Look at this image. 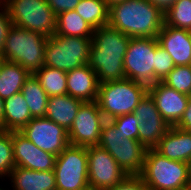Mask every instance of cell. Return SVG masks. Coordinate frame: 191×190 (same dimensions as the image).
I'll use <instances>...</instances> for the list:
<instances>
[{
	"instance_id": "obj_1",
	"label": "cell",
	"mask_w": 191,
	"mask_h": 190,
	"mask_svg": "<svg viewBox=\"0 0 191 190\" xmlns=\"http://www.w3.org/2000/svg\"><path fill=\"white\" fill-rule=\"evenodd\" d=\"M130 39L109 24L94 29L88 65L99 83L126 78L124 56Z\"/></svg>"
},
{
	"instance_id": "obj_2",
	"label": "cell",
	"mask_w": 191,
	"mask_h": 190,
	"mask_svg": "<svg viewBox=\"0 0 191 190\" xmlns=\"http://www.w3.org/2000/svg\"><path fill=\"white\" fill-rule=\"evenodd\" d=\"M108 24L129 37L157 38L165 16L147 0H125L109 8Z\"/></svg>"
},
{
	"instance_id": "obj_3",
	"label": "cell",
	"mask_w": 191,
	"mask_h": 190,
	"mask_svg": "<svg viewBox=\"0 0 191 190\" xmlns=\"http://www.w3.org/2000/svg\"><path fill=\"white\" fill-rule=\"evenodd\" d=\"M139 176L150 190H177L191 185L188 163L170 160L155 149H147Z\"/></svg>"
},
{
	"instance_id": "obj_4",
	"label": "cell",
	"mask_w": 191,
	"mask_h": 190,
	"mask_svg": "<svg viewBox=\"0 0 191 190\" xmlns=\"http://www.w3.org/2000/svg\"><path fill=\"white\" fill-rule=\"evenodd\" d=\"M47 39L40 33L12 25L4 42L3 58L34 74L44 66Z\"/></svg>"
},
{
	"instance_id": "obj_5",
	"label": "cell",
	"mask_w": 191,
	"mask_h": 190,
	"mask_svg": "<svg viewBox=\"0 0 191 190\" xmlns=\"http://www.w3.org/2000/svg\"><path fill=\"white\" fill-rule=\"evenodd\" d=\"M148 88L131 79L99 83L97 104L105 120L133 113Z\"/></svg>"
},
{
	"instance_id": "obj_6",
	"label": "cell",
	"mask_w": 191,
	"mask_h": 190,
	"mask_svg": "<svg viewBox=\"0 0 191 190\" xmlns=\"http://www.w3.org/2000/svg\"><path fill=\"white\" fill-rule=\"evenodd\" d=\"M120 132L110 120H105L98 146L106 150L127 175H140L147 148L138 140L124 138Z\"/></svg>"
},
{
	"instance_id": "obj_7",
	"label": "cell",
	"mask_w": 191,
	"mask_h": 190,
	"mask_svg": "<svg viewBox=\"0 0 191 190\" xmlns=\"http://www.w3.org/2000/svg\"><path fill=\"white\" fill-rule=\"evenodd\" d=\"M92 38L54 34L47 39L44 65L68 72L88 64Z\"/></svg>"
},
{
	"instance_id": "obj_8",
	"label": "cell",
	"mask_w": 191,
	"mask_h": 190,
	"mask_svg": "<svg viewBox=\"0 0 191 190\" xmlns=\"http://www.w3.org/2000/svg\"><path fill=\"white\" fill-rule=\"evenodd\" d=\"M3 5L14 26L51 37L56 30V14L46 0H6Z\"/></svg>"
},
{
	"instance_id": "obj_9",
	"label": "cell",
	"mask_w": 191,
	"mask_h": 190,
	"mask_svg": "<svg viewBox=\"0 0 191 190\" xmlns=\"http://www.w3.org/2000/svg\"><path fill=\"white\" fill-rule=\"evenodd\" d=\"M54 172L56 190L89 189L86 147L68 145L56 157Z\"/></svg>"
},
{
	"instance_id": "obj_10",
	"label": "cell",
	"mask_w": 191,
	"mask_h": 190,
	"mask_svg": "<svg viewBox=\"0 0 191 190\" xmlns=\"http://www.w3.org/2000/svg\"><path fill=\"white\" fill-rule=\"evenodd\" d=\"M127 79L145 85L155 82V38L131 37L124 56Z\"/></svg>"
},
{
	"instance_id": "obj_11",
	"label": "cell",
	"mask_w": 191,
	"mask_h": 190,
	"mask_svg": "<svg viewBox=\"0 0 191 190\" xmlns=\"http://www.w3.org/2000/svg\"><path fill=\"white\" fill-rule=\"evenodd\" d=\"M89 187L106 190L122 182L128 175L116 160L99 146L86 147Z\"/></svg>"
},
{
	"instance_id": "obj_12",
	"label": "cell",
	"mask_w": 191,
	"mask_h": 190,
	"mask_svg": "<svg viewBox=\"0 0 191 190\" xmlns=\"http://www.w3.org/2000/svg\"><path fill=\"white\" fill-rule=\"evenodd\" d=\"M104 121L105 118L96 101L84 102L68 130L70 145L98 146Z\"/></svg>"
},
{
	"instance_id": "obj_13",
	"label": "cell",
	"mask_w": 191,
	"mask_h": 190,
	"mask_svg": "<svg viewBox=\"0 0 191 190\" xmlns=\"http://www.w3.org/2000/svg\"><path fill=\"white\" fill-rule=\"evenodd\" d=\"M19 132L39 149L56 156L70 145L68 131L47 117L32 118Z\"/></svg>"
},
{
	"instance_id": "obj_14",
	"label": "cell",
	"mask_w": 191,
	"mask_h": 190,
	"mask_svg": "<svg viewBox=\"0 0 191 190\" xmlns=\"http://www.w3.org/2000/svg\"><path fill=\"white\" fill-rule=\"evenodd\" d=\"M139 123L138 141L147 149H154L169 130V124L162 118L154 99L147 92L133 112Z\"/></svg>"
},
{
	"instance_id": "obj_15",
	"label": "cell",
	"mask_w": 191,
	"mask_h": 190,
	"mask_svg": "<svg viewBox=\"0 0 191 190\" xmlns=\"http://www.w3.org/2000/svg\"><path fill=\"white\" fill-rule=\"evenodd\" d=\"M11 140L16 167L35 171L54 170L56 155L39 149L19 131H11Z\"/></svg>"
},
{
	"instance_id": "obj_16",
	"label": "cell",
	"mask_w": 191,
	"mask_h": 190,
	"mask_svg": "<svg viewBox=\"0 0 191 190\" xmlns=\"http://www.w3.org/2000/svg\"><path fill=\"white\" fill-rule=\"evenodd\" d=\"M148 93L154 99L162 118L169 126H176L187 108L190 96L176 91L162 81L150 86Z\"/></svg>"
},
{
	"instance_id": "obj_17",
	"label": "cell",
	"mask_w": 191,
	"mask_h": 190,
	"mask_svg": "<svg viewBox=\"0 0 191 190\" xmlns=\"http://www.w3.org/2000/svg\"><path fill=\"white\" fill-rule=\"evenodd\" d=\"M157 40L172 57L175 66L191 65V31L164 25Z\"/></svg>"
},
{
	"instance_id": "obj_18",
	"label": "cell",
	"mask_w": 191,
	"mask_h": 190,
	"mask_svg": "<svg viewBox=\"0 0 191 190\" xmlns=\"http://www.w3.org/2000/svg\"><path fill=\"white\" fill-rule=\"evenodd\" d=\"M99 81L88 64L67 72V94L82 102L97 100Z\"/></svg>"
},
{
	"instance_id": "obj_19",
	"label": "cell",
	"mask_w": 191,
	"mask_h": 190,
	"mask_svg": "<svg viewBox=\"0 0 191 190\" xmlns=\"http://www.w3.org/2000/svg\"><path fill=\"white\" fill-rule=\"evenodd\" d=\"M154 149L170 160L189 163L191 160V131L170 126Z\"/></svg>"
},
{
	"instance_id": "obj_20",
	"label": "cell",
	"mask_w": 191,
	"mask_h": 190,
	"mask_svg": "<svg viewBox=\"0 0 191 190\" xmlns=\"http://www.w3.org/2000/svg\"><path fill=\"white\" fill-rule=\"evenodd\" d=\"M13 190H56L54 170L35 171L15 167L9 176Z\"/></svg>"
},
{
	"instance_id": "obj_21",
	"label": "cell",
	"mask_w": 191,
	"mask_h": 190,
	"mask_svg": "<svg viewBox=\"0 0 191 190\" xmlns=\"http://www.w3.org/2000/svg\"><path fill=\"white\" fill-rule=\"evenodd\" d=\"M83 103L68 94L49 97L45 117L68 131Z\"/></svg>"
},
{
	"instance_id": "obj_22",
	"label": "cell",
	"mask_w": 191,
	"mask_h": 190,
	"mask_svg": "<svg viewBox=\"0 0 191 190\" xmlns=\"http://www.w3.org/2000/svg\"><path fill=\"white\" fill-rule=\"evenodd\" d=\"M4 105L3 130L20 131L33 118L21 92L4 99Z\"/></svg>"
},
{
	"instance_id": "obj_23",
	"label": "cell",
	"mask_w": 191,
	"mask_h": 190,
	"mask_svg": "<svg viewBox=\"0 0 191 190\" xmlns=\"http://www.w3.org/2000/svg\"><path fill=\"white\" fill-rule=\"evenodd\" d=\"M30 73L21 65L4 60L0 67V97L6 99L20 93Z\"/></svg>"
},
{
	"instance_id": "obj_24",
	"label": "cell",
	"mask_w": 191,
	"mask_h": 190,
	"mask_svg": "<svg viewBox=\"0 0 191 190\" xmlns=\"http://www.w3.org/2000/svg\"><path fill=\"white\" fill-rule=\"evenodd\" d=\"M94 28L90 26L75 10L57 15L55 34L69 37L92 38Z\"/></svg>"
},
{
	"instance_id": "obj_25",
	"label": "cell",
	"mask_w": 191,
	"mask_h": 190,
	"mask_svg": "<svg viewBox=\"0 0 191 190\" xmlns=\"http://www.w3.org/2000/svg\"><path fill=\"white\" fill-rule=\"evenodd\" d=\"M21 93L28 105L31 116L33 118L45 117L49 97L34 74H30L26 79L22 86Z\"/></svg>"
},
{
	"instance_id": "obj_26",
	"label": "cell",
	"mask_w": 191,
	"mask_h": 190,
	"mask_svg": "<svg viewBox=\"0 0 191 190\" xmlns=\"http://www.w3.org/2000/svg\"><path fill=\"white\" fill-rule=\"evenodd\" d=\"M34 76L48 97L67 94V72L44 65Z\"/></svg>"
},
{
	"instance_id": "obj_27",
	"label": "cell",
	"mask_w": 191,
	"mask_h": 190,
	"mask_svg": "<svg viewBox=\"0 0 191 190\" xmlns=\"http://www.w3.org/2000/svg\"><path fill=\"white\" fill-rule=\"evenodd\" d=\"M75 11L94 29L109 22V8L103 0H80Z\"/></svg>"
},
{
	"instance_id": "obj_28",
	"label": "cell",
	"mask_w": 191,
	"mask_h": 190,
	"mask_svg": "<svg viewBox=\"0 0 191 190\" xmlns=\"http://www.w3.org/2000/svg\"><path fill=\"white\" fill-rule=\"evenodd\" d=\"M164 16V25L191 31V0H177Z\"/></svg>"
},
{
	"instance_id": "obj_29",
	"label": "cell",
	"mask_w": 191,
	"mask_h": 190,
	"mask_svg": "<svg viewBox=\"0 0 191 190\" xmlns=\"http://www.w3.org/2000/svg\"><path fill=\"white\" fill-rule=\"evenodd\" d=\"M162 82L178 92L191 96V65L175 66Z\"/></svg>"
},
{
	"instance_id": "obj_30",
	"label": "cell",
	"mask_w": 191,
	"mask_h": 190,
	"mask_svg": "<svg viewBox=\"0 0 191 190\" xmlns=\"http://www.w3.org/2000/svg\"><path fill=\"white\" fill-rule=\"evenodd\" d=\"M15 167L11 131L0 129V178L9 177Z\"/></svg>"
},
{
	"instance_id": "obj_31",
	"label": "cell",
	"mask_w": 191,
	"mask_h": 190,
	"mask_svg": "<svg viewBox=\"0 0 191 190\" xmlns=\"http://www.w3.org/2000/svg\"><path fill=\"white\" fill-rule=\"evenodd\" d=\"M174 67L172 57L159 46L158 40L155 38V82L163 81Z\"/></svg>"
},
{
	"instance_id": "obj_32",
	"label": "cell",
	"mask_w": 191,
	"mask_h": 190,
	"mask_svg": "<svg viewBox=\"0 0 191 190\" xmlns=\"http://www.w3.org/2000/svg\"><path fill=\"white\" fill-rule=\"evenodd\" d=\"M124 138L138 140L139 123L134 113L124 114L110 120Z\"/></svg>"
},
{
	"instance_id": "obj_33",
	"label": "cell",
	"mask_w": 191,
	"mask_h": 190,
	"mask_svg": "<svg viewBox=\"0 0 191 190\" xmlns=\"http://www.w3.org/2000/svg\"><path fill=\"white\" fill-rule=\"evenodd\" d=\"M106 190H150L139 175H128L122 182Z\"/></svg>"
},
{
	"instance_id": "obj_34",
	"label": "cell",
	"mask_w": 191,
	"mask_h": 190,
	"mask_svg": "<svg viewBox=\"0 0 191 190\" xmlns=\"http://www.w3.org/2000/svg\"><path fill=\"white\" fill-rule=\"evenodd\" d=\"M12 25L13 23L9 17L7 9L3 4H0V52L3 50L4 42Z\"/></svg>"
},
{
	"instance_id": "obj_35",
	"label": "cell",
	"mask_w": 191,
	"mask_h": 190,
	"mask_svg": "<svg viewBox=\"0 0 191 190\" xmlns=\"http://www.w3.org/2000/svg\"><path fill=\"white\" fill-rule=\"evenodd\" d=\"M56 16L60 13L75 10L80 0H46Z\"/></svg>"
},
{
	"instance_id": "obj_36",
	"label": "cell",
	"mask_w": 191,
	"mask_h": 190,
	"mask_svg": "<svg viewBox=\"0 0 191 190\" xmlns=\"http://www.w3.org/2000/svg\"><path fill=\"white\" fill-rule=\"evenodd\" d=\"M176 127L185 131H191V96L189 97L187 108Z\"/></svg>"
},
{
	"instance_id": "obj_37",
	"label": "cell",
	"mask_w": 191,
	"mask_h": 190,
	"mask_svg": "<svg viewBox=\"0 0 191 190\" xmlns=\"http://www.w3.org/2000/svg\"><path fill=\"white\" fill-rule=\"evenodd\" d=\"M152 5L160 9L164 14L177 0H147Z\"/></svg>"
},
{
	"instance_id": "obj_38",
	"label": "cell",
	"mask_w": 191,
	"mask_h": 190,
	"mask_svg": "<svg viewBox=\"0 0 191 190\" xmlns=\"http://www.w3.org/2000/svg\"><path fill=\"white\" fill-rule=\"evenodd\" d=\"M4 99L0 97V129L3 130Z\"/></svg>"
},
{
	"instance_id": "obj_39",
	"label": "cell",
	"mask_w": 191,
	"mask_h": 190,
	"mask_svg": "<svg viewBox=\"0 0 191 190\" xmlns=\"http://www.w3.org/2000/svg\"><path fill=\"white\" fill-rule=\"evenodd\" d=\"M103 1L106 3L107 7L110 8V7L116 5L120 2H123L125 0H103Z\"/></svg>"
},
{
	"instance_id": "obj_40",
	"label": "cell",
	"mask_w": 191,
	"mask_h": 190,
	"mask_svg": "<svg viewBox=\"0 0 191 190\" xmlns=\"http://www.w3.org/2000/svg\"><path fill=\"white\" fill-rule=\"evenodd\" d=\"M3 61H4L3 54H2V52H0V67H1Z\"/></svg>"
},
{
	"instance_id": "obj_41",
	"label": "cell",
	"mask_w": 191,
	"mask_h": 190,
	"mask_svg": "<svg viewBox=\"0 0 191 190\" xmlns=\"http://www.w3.org/2000/svg\"><path fill=\"white\" fill-rule=\"evenodd\" d=\"M188 165H189V176H190V181H191V160L189 161Z\"/></svg>"
},
{
	"instance_id": "obj_42",
	"label": "cell",
	"mask_w": 191,
	"mask_h": 190,
	"mask_svg": "<svg viewBox=\"0 0 191 190\" xmlns=\"http://www.w3.org/2000/svg\"><path fill=\"white\" fill-rule=\"evenodd\" d=\"M6 0H0V4H3Z\"/></svg>"
},
{
	"instance_id": "obj_43",
	"label": "cell",
	"mask_w": 191,
	"mask_h": 190,
	"mask_svg": "<svg viewBox=\"0 0 191 190\" xmlns=\"http://www.w3.org/2000/svg\"><path fill=\"white\" fill-rule=\"evenodd\" d=\"M177 190H187V188H181V189H177Z\"/></svg>"
}]
</instances>
